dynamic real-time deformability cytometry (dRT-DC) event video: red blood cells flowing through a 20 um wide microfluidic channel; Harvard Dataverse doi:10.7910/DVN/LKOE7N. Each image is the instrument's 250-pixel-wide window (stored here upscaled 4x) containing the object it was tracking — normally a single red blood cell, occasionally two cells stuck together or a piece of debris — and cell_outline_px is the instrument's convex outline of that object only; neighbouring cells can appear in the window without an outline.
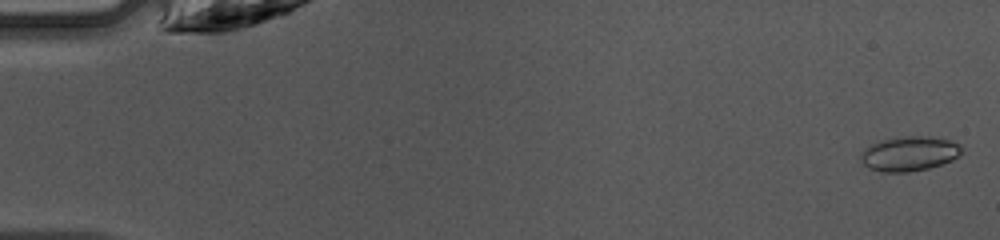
{"species": "common noctule bat (a hibernating species)", "species_latin": "Nyctalus noctula", "temperature_condition": "warm", "stored_images_in_passage": 47, "camera_frame_rate_fps": 3000, "um_per_image_px": 0.085, "animal": {"sex": "female", "body_mass_g": 10.0, "forearm_length_mm": 53.1}, "frame": {"image": 1, "passage_image": 1, "time_ms": 0.0, "image_size_px": [1000, 240], "cell_outline_px": [[960, 152], [952, 160], [928, 168], [908, 172], [880, 172], [868, 168], [860, 160], [860, 156], [864, 148], [880, 140], [908, 136], [932, 136], [952, 140], [960, 144]], "centroid_in_image_um": [77.26, 13.06], "position_along_channel_um": 7.7, "area_um2": 20.35}}
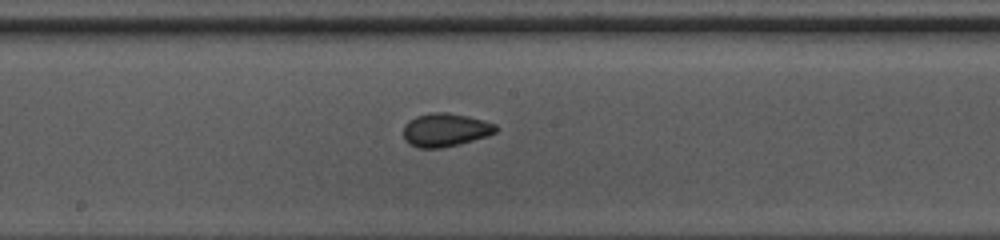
{"frame": {"image": 2, "passage_image": 25, "time_ms": 8.0, "image_size_px": [1000, 240], "cell_outline_px": [[496, 132], [488, 136], [460, 144], [440, 148], [420, 148], [408, 144], [404, 140], [404, 124], [408, 120], [416, 116], [432, 112], [448, 112], [468, 116], [484, 120], [496, 124]], "centroid_in_image_um": [37.84, 11.04], "position_along_channel_um": 210.4, "area_um2": 18.15}}
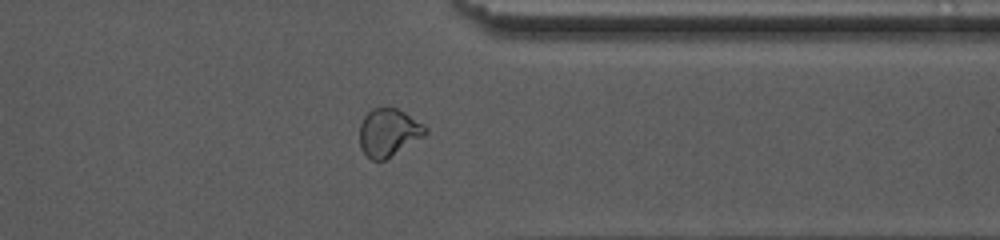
{"frame": {"image": 3, "passage_image": 37, "time_ms": 12.0, "image_size_px": [1000, 240], "cell_outline_px": [[428, 132], [424, 136], [384, 160], [372, 160], [360, 148], [360, 124], [364, 116], [372, 108], [396, 108], [404, 112], [424, 124], [428, 128]], "centroid_in_image_um": [33.03, 11.25], "position_along_channel_um": 378.4, "area_um2": 18.15}, "authors_computed_cell_mechanics": {"area_um2": 18.1492, "velocity_mm_per_s": 4.2742, "shape_relaxation_time_tau1_ms": 6.0901, "shape_relaxation_time_tau2_ms": 1.3901, "deformation_change_tau1": 0.1054, "deformation_change_tau2": 0.0502}}